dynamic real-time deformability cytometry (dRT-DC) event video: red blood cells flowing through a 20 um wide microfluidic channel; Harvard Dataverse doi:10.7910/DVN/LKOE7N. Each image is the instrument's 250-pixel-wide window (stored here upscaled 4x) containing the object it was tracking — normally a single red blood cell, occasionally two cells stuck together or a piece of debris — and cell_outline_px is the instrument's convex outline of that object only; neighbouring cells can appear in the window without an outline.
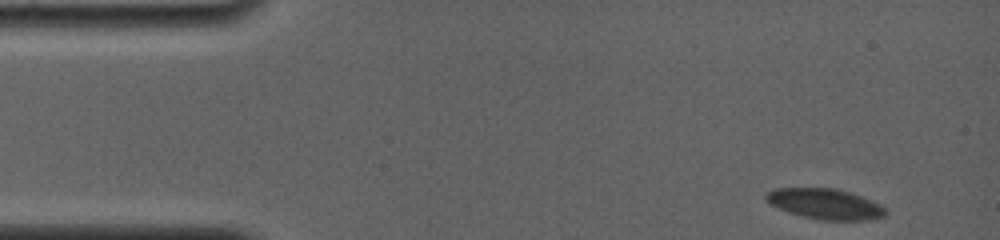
{"species": "common noctule bat (a hibernating species)", "species_latin": "Nyctalus noctula", "temperature_condition": "room temperature", "stored_images_in_passage": 93, "camera_frame_rate_fps": 4000, "um_per_image_px": 0.085, "animal": {"sex": "female", "body_mass_g": 19.0, "forearm_length_mm": 56.7}, "frame": {"image": 1, "passage_image": 1, "time_ms": 0.0, "image_size_px": [1000, 240], "cell_outline_px": [[888, 212], [884, 216], [868, 220], [820, 220], [800, 216], [788, 212], [764, 200], [764, 196], [768, 192], [776, 188], [836, 188], [852, 192], [880, 204]], "centroid_in_image_um": [70.14, 17.33], "position_along_channel_um": 14.9, "area_um2": 21.33}}
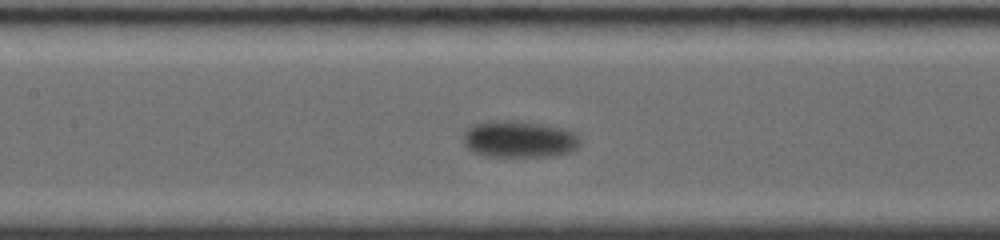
{"frame": {"image": 2, "passage_image": 41, "time_ms": 7.25, "image_size_px": [1000, 240], "cell_outline_px": [[580, 144], [576, 148], [568, 152], [552, 156], [488, 156], [472, 152], [464, 144], [464, 132], [472, 124], [488, 120], [512, 120], [540, 124], [560, 128], [576, 132], [580, 136]], "centroid_in_image_um": [44.11, 11.82], "position_along_channel_um": 163.3, "area_um2": 25.09}}
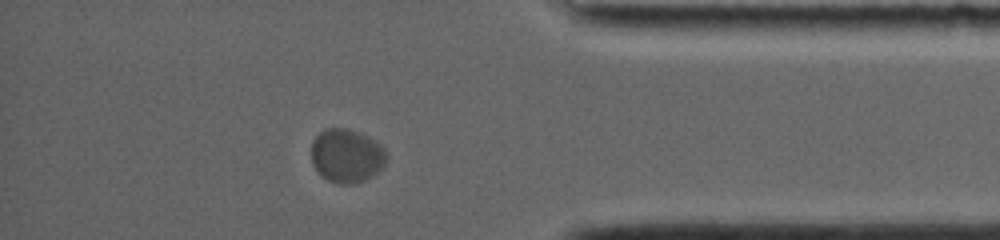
{"frame": {"image": 3, "passage_image": 79, "time_ms": 14.75, "image_size_px": [1000, 240], "cell_outline_px": [[388, 156], [384, 164], [376, 172], [364, 180], [348, 184], [340, 184], [328, 180], [320, 176], [312, 164], [312, 140], [324, 128], [344, 128], [356, 132], [380, 144], [384, 148]], "centroid_in_image_um": [29.42, 13.24], "position_along_channel_um": 405.8, "area_um2": 23.24}, "authors_computed_cell_mechanics": {"area_um2": 23.409, "velocity_mm_per_s": 3.3802, "shape_relaxation_time_tau1_ms": 8.2767, "shape_relaxation_time_tau2_ms": null, "deformation_change_tau1": 0.1264, "deformation_change_tau2": null}}